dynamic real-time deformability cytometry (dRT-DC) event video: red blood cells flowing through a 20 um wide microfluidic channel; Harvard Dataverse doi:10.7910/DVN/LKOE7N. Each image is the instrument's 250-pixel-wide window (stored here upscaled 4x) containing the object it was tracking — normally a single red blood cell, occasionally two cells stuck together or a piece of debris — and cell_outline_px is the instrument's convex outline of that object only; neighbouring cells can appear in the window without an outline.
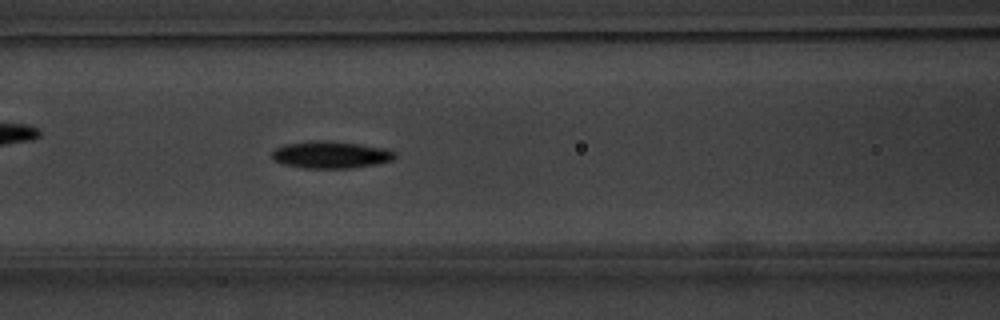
{"species": "common noctule bat (a hibernating species)", "species_latin": "Nyctalus noctula", "temperature_condition": "warm", "stored_images_in_passage": 55, "camera_frame_rate_fps": 3000, "um_per_image_px": 0.085, "animal": {"sex": "male", "body_mass_g": 20.1, "forearm_length_mm": 53.5}, "frame": {"image": 1, "passage_image": 24, "time_ms": 7.667, "image_size_px": [1000, 320], "cell_outline_px": [[396, 156], [392, 160], [376, 164], [352, 168], [300, 168], [284, 164], [272, 160], [272, 152], [276, 148], [284, 144], [312, 140], [324, 140], [360, 144], [384, 148], [396, 152]], "centroid_in_image_um": [28.09, 13.15], "position_along_channel_um": 138.5, "area_um2": 19.54}, "authors_computed_cell_mechanics": {"area_um2": 18.3226, "velocity_mm_per_s": 3.7742, "shape_relaxation_time_tau1_ms": 3.0682, "shape_relaxation_time_tau2_ms": null, "deformation_change_tau1": 0.1385, "deformation_change_tau2": null}}